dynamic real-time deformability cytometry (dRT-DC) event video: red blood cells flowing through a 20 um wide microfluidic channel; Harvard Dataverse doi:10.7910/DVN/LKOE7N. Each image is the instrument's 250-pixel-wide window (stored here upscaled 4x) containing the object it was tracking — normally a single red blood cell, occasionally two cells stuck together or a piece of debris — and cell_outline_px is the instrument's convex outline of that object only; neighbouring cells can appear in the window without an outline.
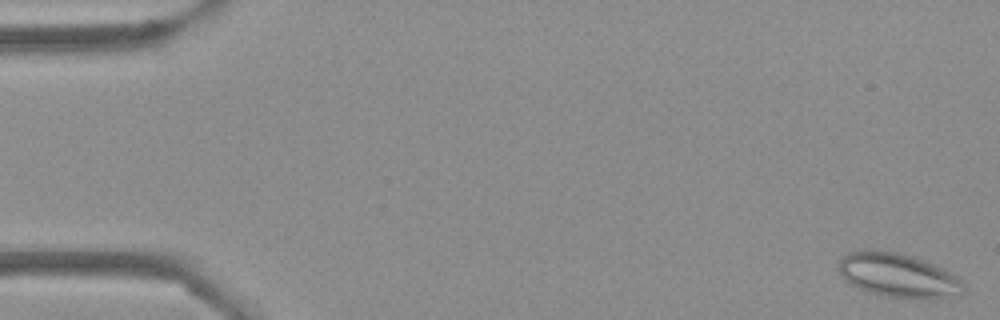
{"species": "Egyptian fruit bat (a non-hibernating species)", "species_latin": "Rousettus aegyptiacus", "temperature_condition": "cold", "stored_images_in_passage": 53, "camera_frame_rate_fps": 3000, "um_per_image_px": 0.085, "frame": {"image": 1, "passage_image": 1, "time_ms": 0.0, "image_size_px": [1000, 320], "cell_outline_px": [[964, 292], [940, 296], [888, 296], [872, 292], [860, 288], [844, 280], [836, 268], [840, 260], [848, 252], [864, 248], [868, 248], [896, 252], [912, 256], [944, 268], [956, 276], [964, 284]], "centroid_in_image_um": [76.23, 23.32], "position_along_channel_um": 8.8, "area_um2": 31.21}}
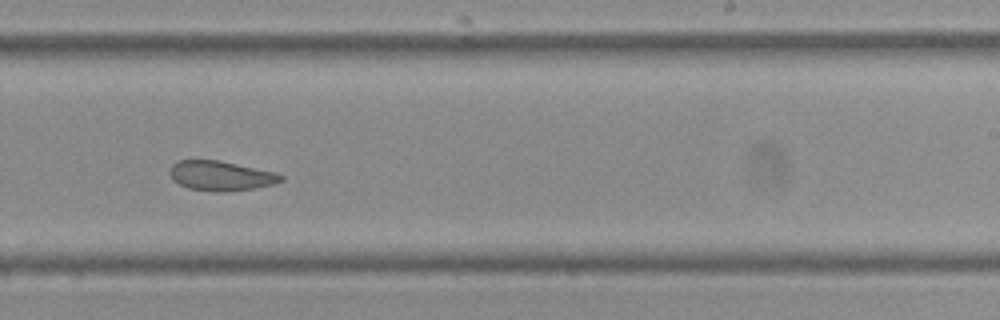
{"frame": {"image": 2, "passage_image": 33, "time_ms": 10.667, "image_size_px": [1000, 320], "cell_outline_px": [[284, 180], [272, 184], [256, 188], [220, 192], [216, 192], [188, 188], [172, 180], [168, 172], [172, 164], [176, 160], [220, 160], [276, 172], [284, 176]], "centroid_in_image_um": [18.75, 14.93], "position_along_channel_um": 270.2, "area_um2": 19.42}}
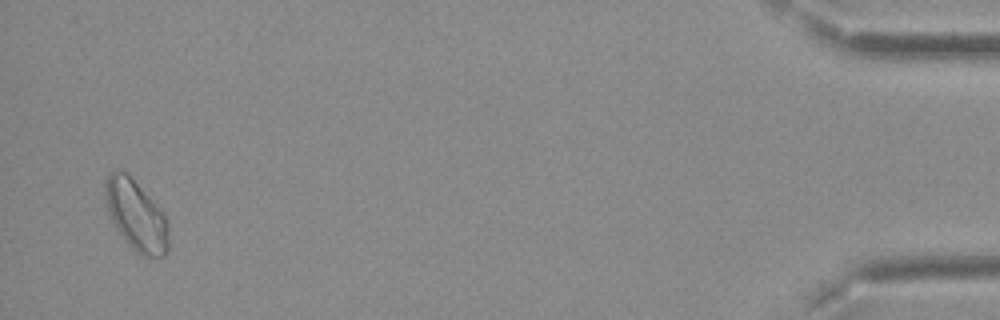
{"frame": {"image": 3, "passage_image": 52, "time_ms": 17.0, "image_size_px": [1000, 320], "cell_outline_px": [[168, 252], [164, 256], [144, 256], [136, 252], [128, 244], [116, 228], [104, 208], [104, 180], [116, 168], [120, 168], [164, 212], [168, 220]], "centroid_in_image_um": [11.54, 18.31], "position_along_channel_um": 423.7, "area_um2": 26.13}, "authors_computed_cell_mechanics": {"area_um2": 22.3108, "velocity_mm_per_s": 3.753, "shape_relaxation_time_tau1_ms": null, "shape_relaxation_time_tau2_ms": 2.953, "deformation_change_tau1": null, "deformation_change_tau2": 0.08}}